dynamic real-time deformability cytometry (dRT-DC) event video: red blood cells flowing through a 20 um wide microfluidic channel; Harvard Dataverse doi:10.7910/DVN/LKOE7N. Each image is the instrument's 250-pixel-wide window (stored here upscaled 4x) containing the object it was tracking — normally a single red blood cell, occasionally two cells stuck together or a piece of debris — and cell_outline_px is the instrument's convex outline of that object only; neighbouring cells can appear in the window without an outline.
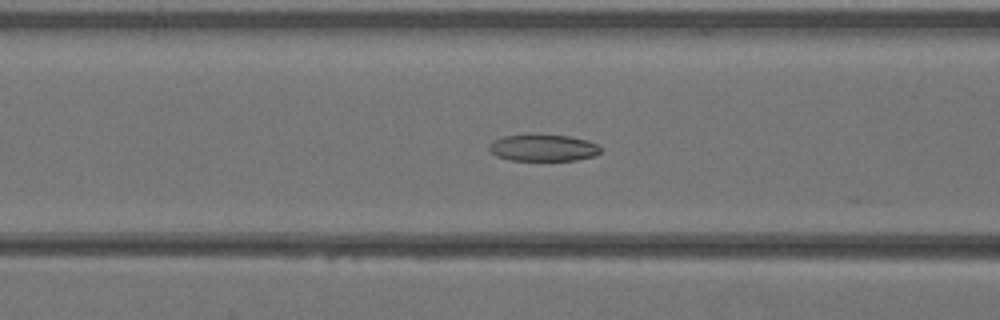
{"species": "Egyptian fruit bat (a non-hibernating species)", "species_latin": "Rousettus aegyptiacus", "temperature_condition": "warm", "stored_images_in_passage": 16, "camera_frame_rate_fps": 3000, "um_per_image_px": 0.085, "animal": {"sex": "female"}, "frame": {"image": 1, "passage_image": 14, "time_ms": 4.333, "image_size_px": [1000, 320], "cell_outline_px": [[600, 152], [596, 156], [576, 160], [512, 160], [496, 156], [488, 148], [496, 140], [504, 136], [568, 136], [588, 140], [596, 144], [600, 148]], "centroid_in_image_um": [46.23, 12.59], "position_along_channel_um": 120.4, "area_um2": 16.76}}